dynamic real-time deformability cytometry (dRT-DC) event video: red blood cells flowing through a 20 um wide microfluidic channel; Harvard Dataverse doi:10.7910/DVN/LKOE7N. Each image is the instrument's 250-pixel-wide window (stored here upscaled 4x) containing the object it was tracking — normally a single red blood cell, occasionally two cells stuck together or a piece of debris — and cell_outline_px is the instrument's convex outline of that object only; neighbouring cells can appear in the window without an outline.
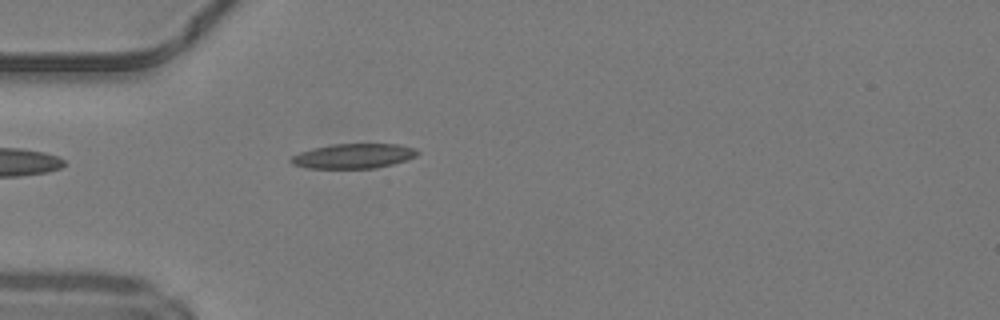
{"species": "common noctule bat (a hibernating species)", "species_latin": "Nyctalus noctula", "temperature_condition": "warm", "stored_images_in_passage": 35, "camera_frame_rate_fps": 3000, "um_per_image_px": 0.085, "animal": {"sex": "male", "body_mass_g": 19.2, "forearm_length_mm": 51.8}, "frame": {"image": 1, "passage_image": 1, "time_ms": 0.0, "image_size_px": [1000, 320], "cell_outline_px": [[420, 152], [416, 156], [392, 164], [376, 168], [308, 168], [292, 164], [288, 160], [292, 156], [300, 152], [312, 148], [332, 144], [400, 144], [416, 148]], "centroid_in_image_um": [30.04, 13.25], "position_along_channel_um": 55.0, "area_um2": 18.26}}
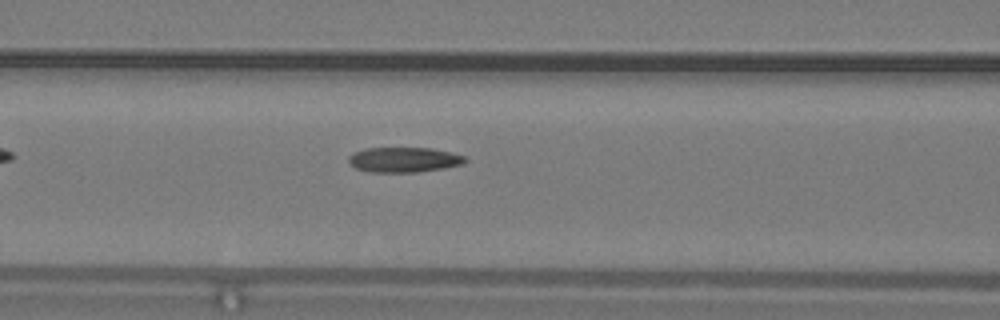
{"frame": {"image": 2, "passage_image": 7, "time_ms": 2.0, "image_size_px": [1000, 320], "cell_outline_px": [[468, 160], [464, 164], [444, 168], [416, 172], [368, 172], [356, 168], [348, 160], [348, 156], [364, 148], [432, 148], [452, 152], [468, 156]], "centroid_in_image_um": [34.4, 13.57], "position_along_channel_um": 132.2, "area_um2": 17.17}}
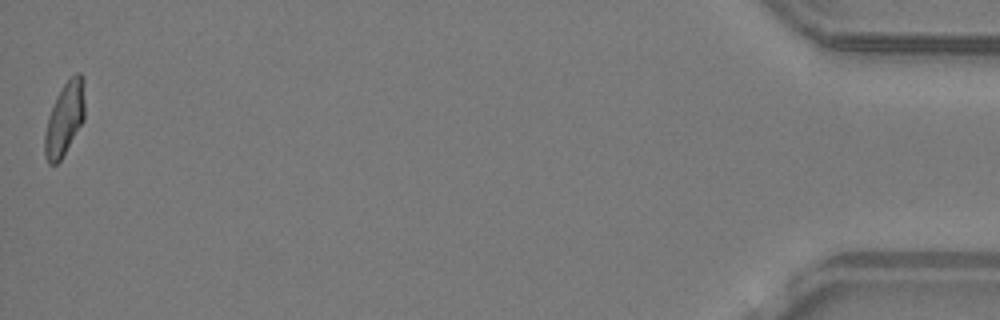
{"frame": {"image": 3, "passage_image": 35, "time_ms": 11.333, "image_size_px": [1000, 320], "cell_outline_px": [[84, 120], [60, 160], [56, 164], [48, 164], [44, 156], [44, 132], [48, 116], [56, 96], [64, 84], [76, 72], [80, 72], [84, 76]], "centroid_in_image_um": [5.48, 10.08], "position_along_channel_um": 429.7, "area_um2": 17.17}, "authors_computed_cell_mechanics": {"area_um2": 17.3978, "velocity_mm_per_s": 4.2254, "shape_relaxation_time_tau1_ms": 10.7945, "shape_relaxation_time_tau2_ms": 3.0368, "deformation_change_tau1": 0.2649, "deformation_change_tau2": 0.1042}}